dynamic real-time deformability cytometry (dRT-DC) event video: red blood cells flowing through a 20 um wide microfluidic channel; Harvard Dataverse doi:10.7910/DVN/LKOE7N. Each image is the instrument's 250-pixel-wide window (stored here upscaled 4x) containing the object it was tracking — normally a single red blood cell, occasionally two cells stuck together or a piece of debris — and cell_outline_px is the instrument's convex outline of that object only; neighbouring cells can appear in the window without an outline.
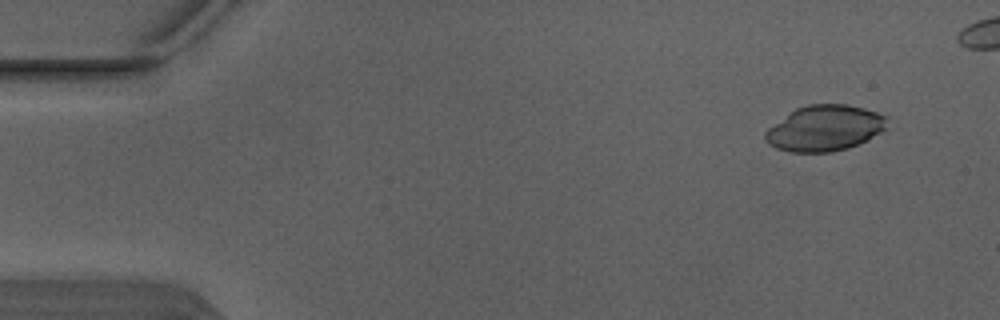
{"species": "Egyptian fruit bat (a non-hibernating species)", "species_latin": "Rousettus aegyptiacus", "temperature_condition": "warm", "stored_images_in_passage": 3, "camera_frame_rate_fps": 3000, "um_per_image_px": 0.085, "animal": {"sex": "male"}, "frame": {"image": 1, "passage_image": 1, "time_ms": 0.0, "image_size_px": [1000, 320], "cell_outline_px": [[888, 128], [848, 148], [828, 152], [792, 152], [776, 148], [768, 144], [764, 140], [764, 132], [768, 128], [788, 112], [796, 108], [808, 104], [848, 104], [864, 108], [888, 116]], "centroid_in_image_um": [70.08, 10.88], "position_along_channel_um": 14.9, "area_um2": 32.6}}